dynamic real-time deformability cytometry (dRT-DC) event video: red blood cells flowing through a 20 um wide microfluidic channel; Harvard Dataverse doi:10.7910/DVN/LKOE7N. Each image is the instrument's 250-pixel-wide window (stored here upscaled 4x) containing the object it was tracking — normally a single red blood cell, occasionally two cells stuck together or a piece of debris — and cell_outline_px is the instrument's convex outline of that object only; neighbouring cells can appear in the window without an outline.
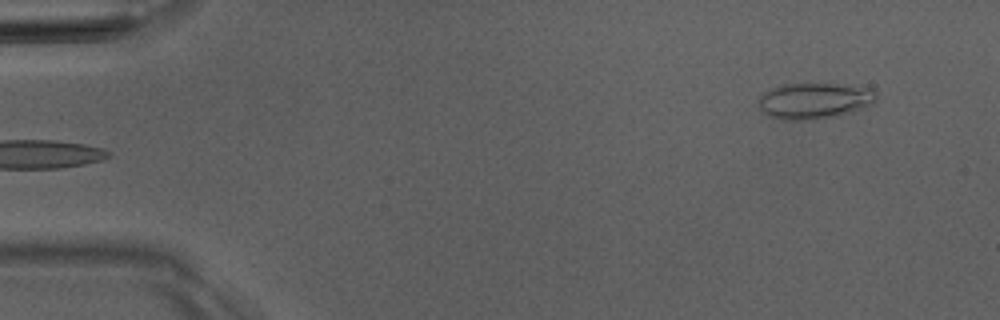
{"species": "Egyptian fruit bat (a non-hibernating species)", "species_latin": "Rousettus aegyptiacus", "temperature_condition": "room temperature", "stored_images_in_passage": 5, "camera_frame_rate_fps": 3000, "um_per_image_px": 0.085, "animal": {"sex": "male"}, "frame": {"image": 1, "passage_image": 5, "time_ms": 4.667, "image_size_px": [1000, 320], "cell_outline_px": [[876, 100], [872, 104], [864, 108], [832, 116], [812, 120], [780, 120], [768, 116], [760, 108], [760, 96], [764, 92], [772, 88], [784, 84], [836, 84], [872, 88], [876, 92]], "centroid_in_image_um": [69.22, 8.57], "position_along_channel_um": 15.8, "area_um2": 24.57}}